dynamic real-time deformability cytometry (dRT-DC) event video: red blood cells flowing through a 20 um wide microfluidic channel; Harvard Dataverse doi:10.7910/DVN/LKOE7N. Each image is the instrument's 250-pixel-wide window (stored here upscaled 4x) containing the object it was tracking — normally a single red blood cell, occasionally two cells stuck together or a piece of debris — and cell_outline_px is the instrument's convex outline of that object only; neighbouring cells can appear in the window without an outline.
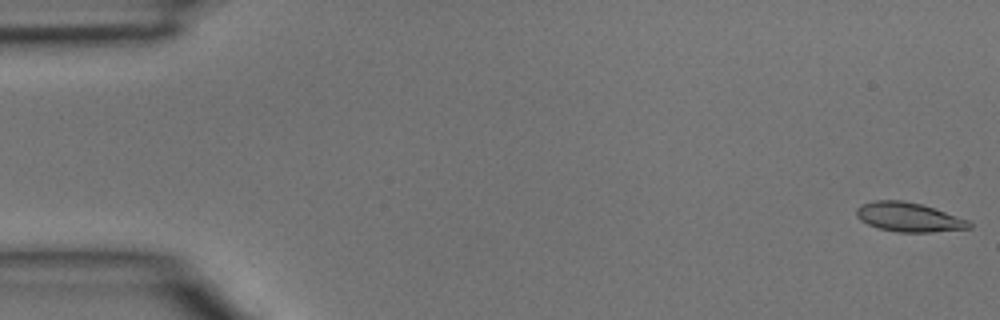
{"species": "common noctule bat (a hibernating species)", "species_latin": "Nyctalus noctula", "temperature_condition": "room temperature", "stored_images_in_passage": 4, "segment_of_instrument_passage": [2, 2], "camera_frame_rate_fps": 3000, "um_per_image_px": 0.085, "animal": {"sex": "male", "body_mass_g": 15.6}, "frame": {"image": 1, "passage_image": 4, "time_ms": 1.0, "image_size_px": [1000, 320], "cell_outline_px": [[972, 228], [932, 232], [896, 232], [880, 228], [868, 224], [860, 220], [856, 216], [856, 208], [860, 204], [876, 200], [900, 200], [920, 204], [968, 220], [972, 224]], "centroid_in_image_um": [77.21, 18.46], "position_along_channel_um": 7.8, "area_um2": 19.02}}